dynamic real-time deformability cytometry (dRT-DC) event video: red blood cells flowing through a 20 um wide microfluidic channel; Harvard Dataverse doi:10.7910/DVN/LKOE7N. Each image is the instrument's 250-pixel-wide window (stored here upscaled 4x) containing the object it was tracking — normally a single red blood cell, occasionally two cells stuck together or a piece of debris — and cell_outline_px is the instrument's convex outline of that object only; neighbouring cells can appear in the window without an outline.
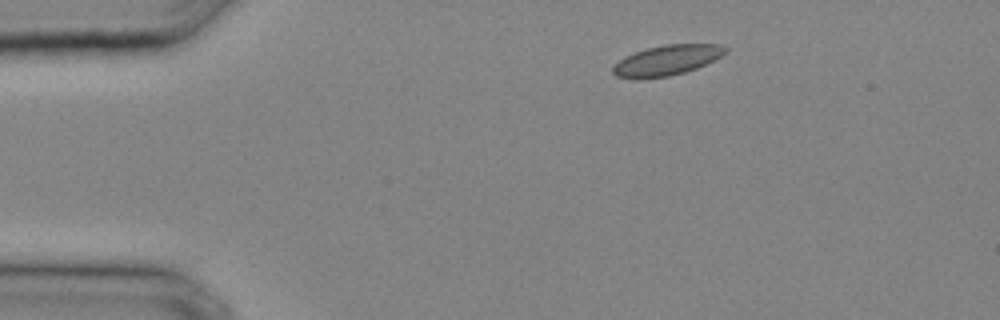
{"species": "common noctule bat (a hibernating species)", "species_latin": "Nyctalus noctula", "temperature_condition": "cold", "stored_images_in_passage": 23, "camera_frame_rate_fps": 3000, "um_per_image_px": 0.085, "animal": {"sex": "male", "body_mass_g": 20.4}, "frame": {"image": 1, "passage_image": 1, "time_ms": 0.0, "image_size_px": [1000, 320], "cell_outline_px": [[728, 48], [720, 56], [696, 68], [684, 72], [668, 76], [636, 80], [616, 76], [612, 72], [612, 68], [624, 56], [648, 48], [664, 44], [720, 44]], "centroid_in_image_um": [56.63, 5.13], "position_along_channel_um": 28.4, "area_um2": 19.65}}
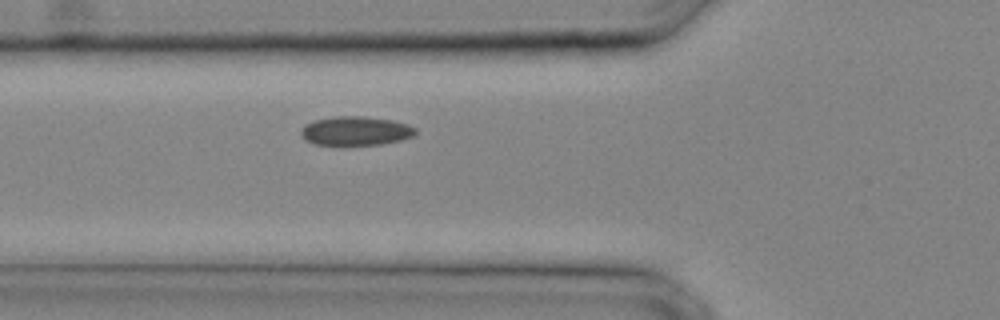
{"frame": {"image": 2, "passage_image": 7, "time_ms": 2.0, "image_size_px": [1000, 320], "cell_outline_px": [[416, 132], [412, 136], [400, 140], [380, 144], [344, 148], [340, 148], [316, 144], [304, 140], [300, 132], [304, 124], [316, 120], [336, 116], [364, 116], [392, 120], [408, 124], [416, 128]], "centroid_in_image_um": [30.18, 11.17], "position_along_channel_um": 95.6, "area_um2": 20.11}}
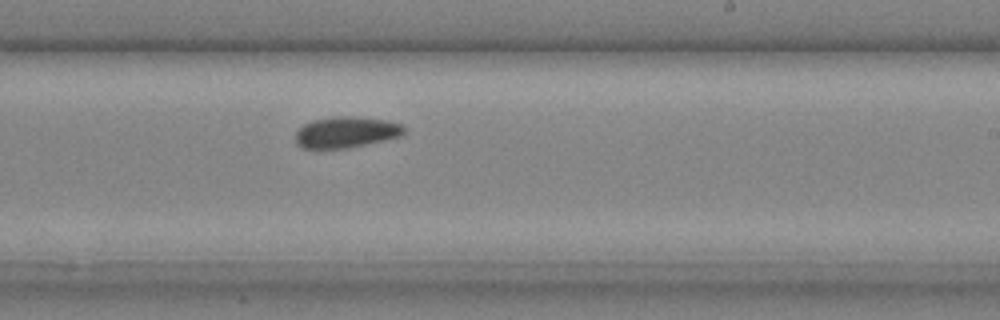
{"frame": {"image": 3, "passage_image": 15, "time_ms": 4.667, "image_size_px": [1000, 320], "cell_outline_px": [[404, 132], [400, 136], [384, 140], [348, 148], [304, 148], [296, 144], [296, 132], [304, 124], [312, 120], [332, 116], [352, 116], [388, 120], [400, 124], [404, 128]], "centroid_in_image_um": [29.4, 11.23], "position_along_channel_um": 259.6, "area_um2": 19.59}}